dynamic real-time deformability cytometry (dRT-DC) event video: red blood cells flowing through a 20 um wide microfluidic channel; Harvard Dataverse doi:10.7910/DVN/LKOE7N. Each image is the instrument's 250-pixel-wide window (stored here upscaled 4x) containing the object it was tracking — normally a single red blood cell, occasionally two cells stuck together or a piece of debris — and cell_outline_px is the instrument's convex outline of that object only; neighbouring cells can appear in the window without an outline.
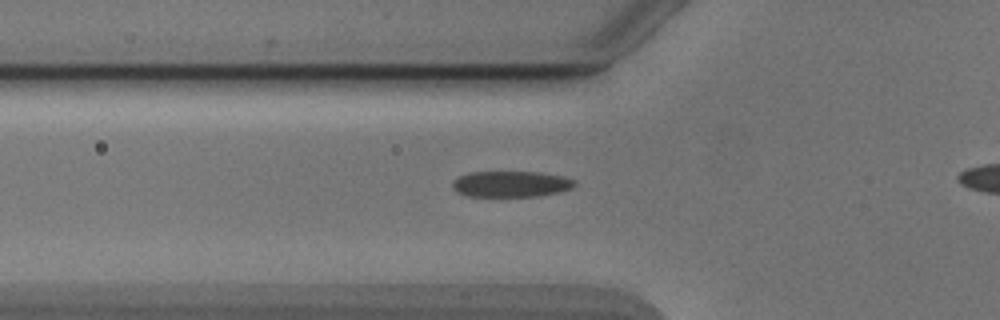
{"species": "Egyptian fruit bat (a non-hibernating species)", "species_latin": "Rousettus aegyptiacus", "temperature_condition": "cold", "stored_images_in_passage": 31, "camera_frame_rate_fps": 3000, "um_per_image_px": 0.085, "animal": {"sex": "male"}, "frame": {"image": 1, "passage_image": 3, "time_ms": 0.667, "image_size_px": [1000, 320], "cell_outline_px": [[576, 184], [572, 188], [560, 192], [540, 196], [464, 196], [456, 192], [452, 188], [452, 180], [468, 172], [540, 172], [560, 176], [576, 180]], "centroid_in_image_um": [43.41, 15.64], "position_along_channel_um": 82.4, "area_um2": 18.67}}
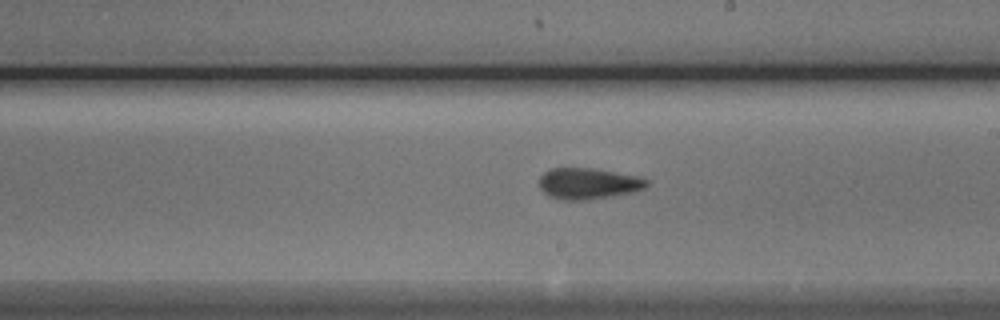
{"frame": {"image": 2, "passage_image": 15, "time_ms": 4.667, "image_size_px": [1000, 320], "cell_outline_px": [[648, 184], [644, 188], [636, 192], [580, 200], [560, 200], [548, 196], [540, 188], [540, 176], [544, 172], [552, 168], [596, 168], [640, 176], [648, 180]], "centroid_in_image_um": [50.02, 15.59], "position_along_channel_um": 239.0, "area_um2": 19.59}}
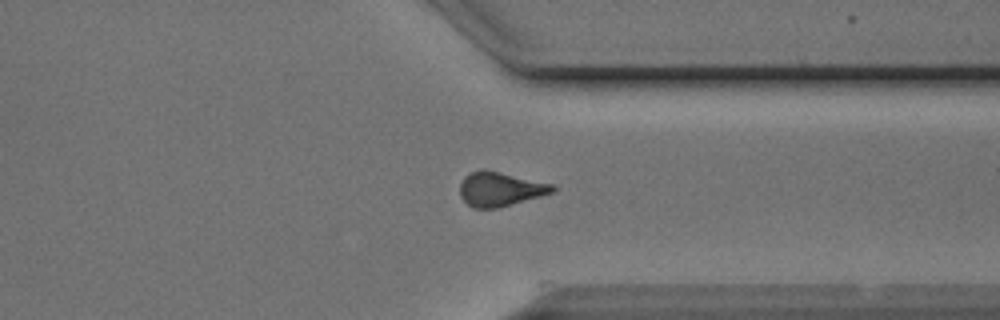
{"frame": {"image": 3, "passage_image": 25, "time_ms": 8.0, "image_size_px": [1000, 320], "cell_outline_px": [[556, 188], [552, 192], [540, 196], [500, 208], [472, 208], [460, 196], [460, 184], [464, 176], [480, 168], [484, 168], [556, 184]], "centroid_in_image_um": [42.52, 16.05], "position_along_channel_um": 368.9, "area_um2": 18.79}, "authors_computed_cell_mechanics": {"area_um2": 18.785, "velocity_mm_per_s": 3.8998, "shape_relaxation_time_tau1_ms": 2.8734, "shape_relaxation_time_tau2_ms": 2.0609, "deformation_change_tau1": 0.1183, "deformation_change_tau2": 0.1066}}